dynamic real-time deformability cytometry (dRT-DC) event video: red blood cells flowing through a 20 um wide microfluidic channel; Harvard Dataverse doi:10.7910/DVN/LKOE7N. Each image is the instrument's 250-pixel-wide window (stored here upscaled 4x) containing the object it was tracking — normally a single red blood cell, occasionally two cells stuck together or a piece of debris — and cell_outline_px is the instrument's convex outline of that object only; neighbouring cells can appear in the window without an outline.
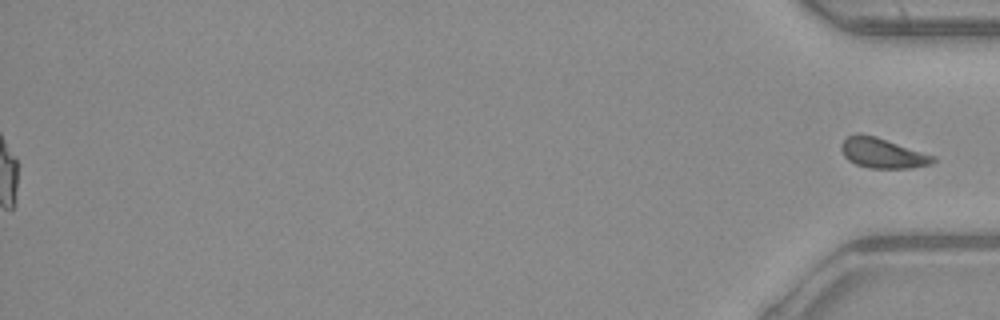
{"species": "common noctule bat (a hibernating species)", "species_latin": "Nyctalus noctula", "temperature_condition": "warm", "stored_images_in_passage": 54, "segment_of_instrument_passage": [2, 2], "camera_frame_rate_fps": 3000, "um_per_image_px": 0.085, "animal": {"sex": "male", "body_mass_g": 23.1, "forearm_length_mm": 52.7}, "frame": {"image": 1, "passage_image": 54, "time_ms": 17.667, "image_size_px": [1000, 320], "cell_outline_px": [[936, 160], [932, 164], [912, 168], [868, 168], [856, 164], [848, 160], [844, 156], [840, 148], [844, 140], [848, 136], [876, 136], [936, 156]], "centroid_in_image_um": [75.07, 13.05], "position_along_channel_um": 360.1, "area_um2": 15.84}}